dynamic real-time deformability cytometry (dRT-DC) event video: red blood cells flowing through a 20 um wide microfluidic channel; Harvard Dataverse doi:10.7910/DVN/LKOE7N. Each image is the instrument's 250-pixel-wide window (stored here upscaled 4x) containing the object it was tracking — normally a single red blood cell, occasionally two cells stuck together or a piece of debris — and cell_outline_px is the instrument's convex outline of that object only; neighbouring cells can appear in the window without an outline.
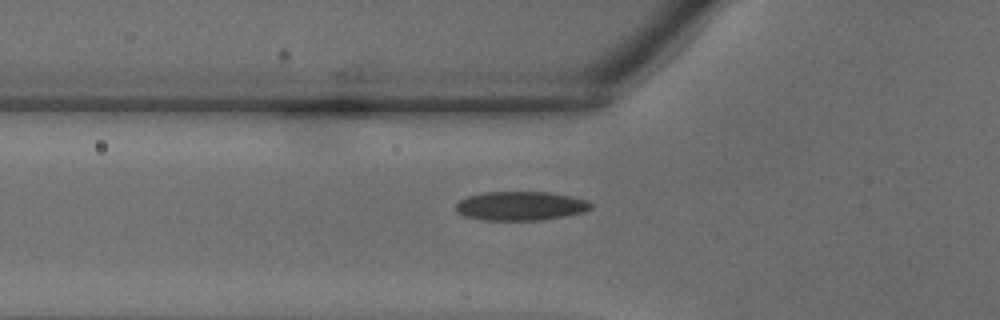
{"species": "common noctule bat (a hibernating species)", "species_latin": "Nyctalus noctula", "temperature_condition": "warm", "stored_images_in_passage": 22, "camera_frame_rate_fps": 3000, "um_per_image_px": 0.085, "animal": {"sex": "male", "body_mass_g": 18.8}, "frame": {"image": 1, "passage_image": 3, "time_ms": 0.667, "image_size_px": [1000, 320], "cell_outline_px": [[592, 208], [584, 212], [564, 216], [540, 220], [484, 220], [464, 216], [456, 212], [456, 204], [460, 200], [468, 196], [484, 192], [548, 192], [588, 200], [592, 204]], "centroid_in_image_um": [44.24, 17.5], "position_along_channel_um": 81.6, "area_um2": 22.77}}
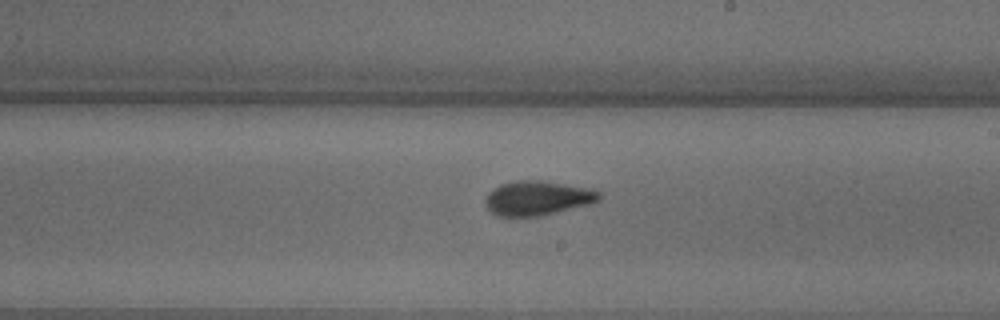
{"frame": {"image": 2, "passage_image": 12, "time_ms": 3.667, "image_size_px": [1000, 320], "cell_outline_px": [[600, 200], [592, 204], [540, 216], [500, 216], [492, 212], [484, 204], [484, 200], [488, 192], [500, 184], [516, 180], [540, 180], [592, 188], [600, 192]], "centroid_in_image_um": [45.71, 16.83], "position_along_channel_um": 243.3, "area_um2": 23.06}}
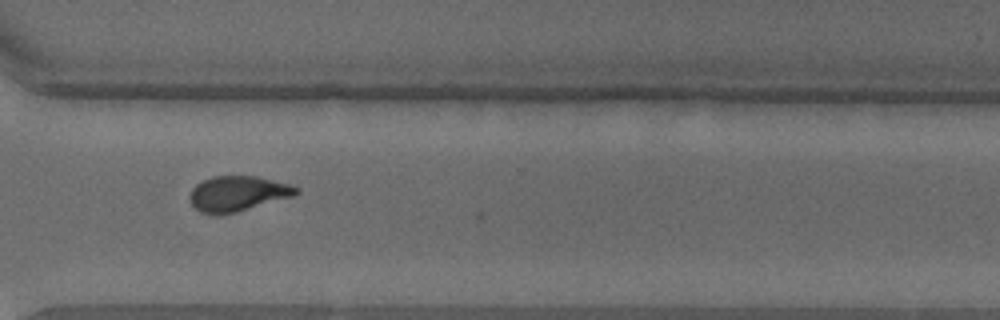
{"frame": {"image": 3, "passage_image": 18, "time_ms": 5.667, "image_size_px": [1000, 320], "cell_outline_px": [[300, 192], [296, 196], [236, 212], [220, 216], [216, 216], [200, 212], [192, 204], [188, 196], [192, 188], [196, 184], [212, 176], [256, 176], [288, 184], [300, 188]], "centroid_in_image_um": [20.21, 16.47], "position_along_channel_um": 350.4, "area_um2": 22.14}}